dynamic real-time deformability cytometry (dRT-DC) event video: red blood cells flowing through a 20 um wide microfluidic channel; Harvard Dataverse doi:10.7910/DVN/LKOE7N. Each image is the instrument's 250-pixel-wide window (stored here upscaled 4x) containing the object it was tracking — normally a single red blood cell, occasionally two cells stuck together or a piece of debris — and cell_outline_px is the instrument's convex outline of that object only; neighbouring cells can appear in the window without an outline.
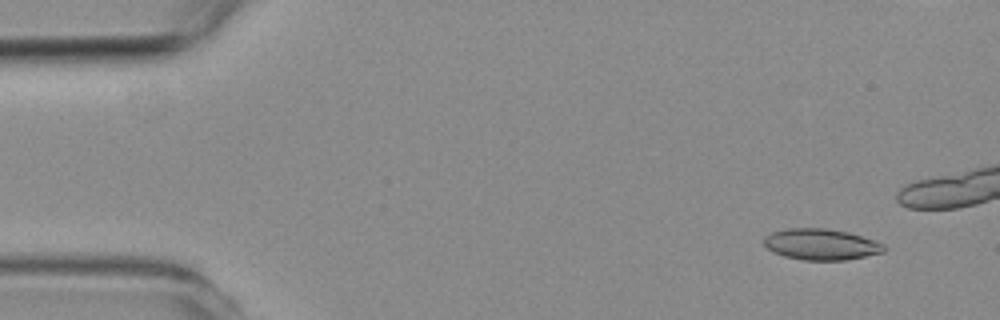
{"species": "common noctule bat (a hibernating species)", "species_latin": "Nyctalus noctula", "temperature_condition": "room temperature", "stored_images_in_passage": 7, "camera_frame_rate_fps": 3000, "um_per_image_px": 0.085, "animal": {"sex": "female", "body_mass_g": 19.3, "forearm_length_mm": 54.1}, "frame": {"image": 1, "passage_image": 1, "time_ms": 0.0, "image_size_px": [1000, 320], "cell_outline_px": [[884, 252], [848, 260], [804, 260], [784, 256], [772, 252], [764, 244], [764, 236], [772, 232], [788, 228], [828, 228], [848, 232], [884, 244]], "centroid_in_image_um": [69.77, 20.77], "position_along_channel_um": 15.2, "area_um2": 21.73}}